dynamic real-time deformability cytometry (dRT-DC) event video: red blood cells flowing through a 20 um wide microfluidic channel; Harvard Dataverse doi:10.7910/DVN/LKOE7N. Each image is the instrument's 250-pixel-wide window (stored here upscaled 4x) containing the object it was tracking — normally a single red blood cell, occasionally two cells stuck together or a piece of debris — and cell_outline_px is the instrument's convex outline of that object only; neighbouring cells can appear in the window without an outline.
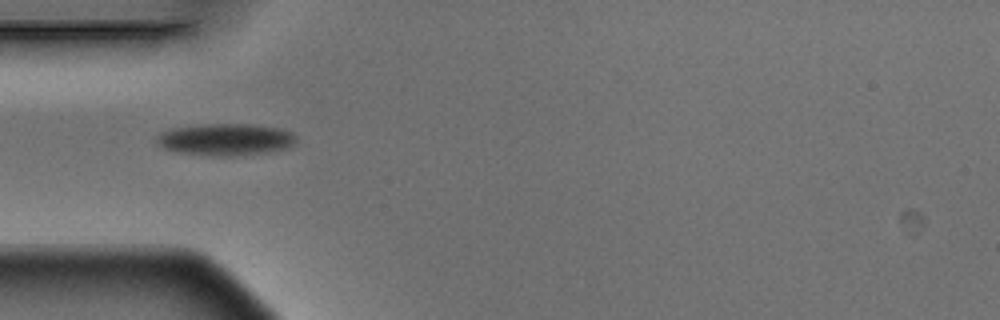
{"species": "Egyptian fruit bat (a non-hibernating species)", "species_latin": "Rousettus aegyptiacus", "temperature_condition": "warm", "stored_images_in_passage": 2, "camera_frame_rate_fps": 3000, "um_per_image_px": 0.085, "animal": {"sex": "male"}, "frame": {"image": 1, "passage_image": 1, "time_ms": 0.0, "image_size_px": [1000, 320], "cell_outline_px": [[296, 144], [288, 148], [264, 152], [232, 156], [212, 156], [176, 152], [164, 148], [156, 144], [156, 136], [160, 132], [176, 128], [204, 124], [252, 124], [280, 128], [292, 132], [296, 136]], "centroid_in_image_um": [19.18, 11.86], "position_along_channel_um": 65.8, "area_um2": 26.07}}
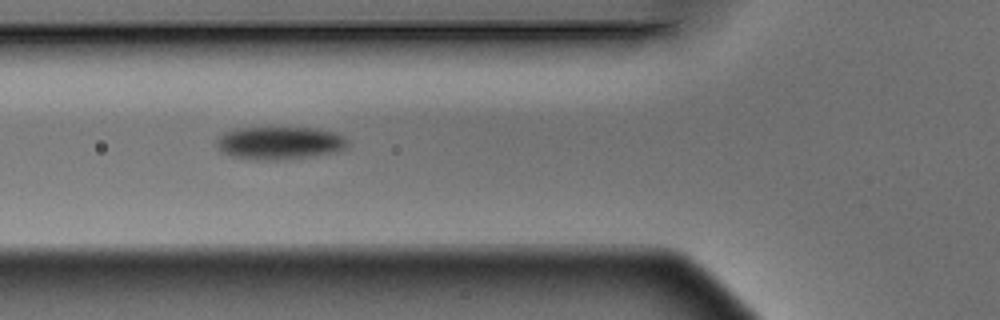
{"frame": {"image": 2, "passage_image": 2, "time_ms": 0.333, "image_size_px": [1000, 320], "cell_outline_px": [[348, 148], [340, 152], [312, 156], [276, 160], [252, 160], [228, 156], [220, 152], [216, 148], [216, 140], [224, 132], [236, 128], [316, 128], [332, 132], [344, 136], [348, 140]], "centroid_in_image_um": [23.75, 12.17], "position_along_channel_um": 102.0, "area_um2": 25.55}}